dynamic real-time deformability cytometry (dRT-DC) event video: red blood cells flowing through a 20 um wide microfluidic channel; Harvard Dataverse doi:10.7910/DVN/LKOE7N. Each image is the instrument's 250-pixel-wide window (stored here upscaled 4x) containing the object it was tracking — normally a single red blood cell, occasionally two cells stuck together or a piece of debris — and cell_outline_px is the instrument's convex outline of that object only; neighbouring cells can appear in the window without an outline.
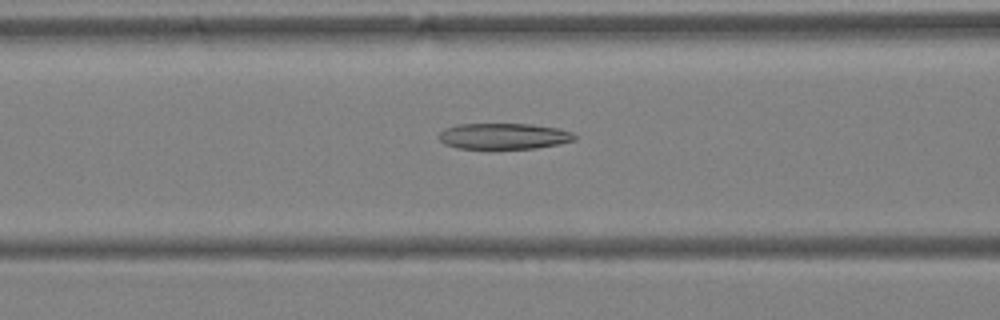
{"species": "Egyptian fruit bat (a non-hibernating species)", "species_latin": "Rousettus aegyptiacus", "temperature_condition": "warm", "stored_images_in_passage": 38, "segment_of_instrument_passage": [1, 2], "camera_frame_rate_fps": 3000, "um_per_image_px": 0.085, "animal": {"sex": "female"}, "frame": {"image": 1, "passage_image": 20, "time_ms": 6.333, "image_size_px": [1000, 320], "cell_outline_px": [[576, 140], [560, 144], [536, 148], [456, 148], [444, 144], [440, 140], [440, 132], [444, 128], [456, 124], [532, 124], [560, 128], [572, 132], [576, 136]], "centroid_in_image_um": [42.85, 11.56], "position_along_channel_um": 123.8, "area_um2": 20.63}}
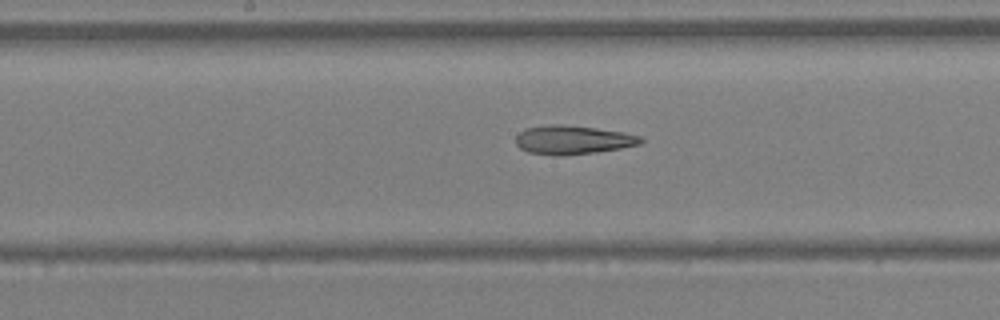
{"frame": {"image": 2, "passage_image": 25, "time_ms": 8.0, "image_size_px": [1000, 320], "cell_outline_px": [[644, 140], [640, 144], [620, 148], [596, 152], [556, 156], [528, 152], [520, 148], [516, 144], [516, 136], [524, 128], [552, 124], [560, 124], [596, 128], [624, 132], [640, 136]], "centroid_in_image_um": [48.67, 11.88], "position_along_channel_um": 199.5, "area_um2": 20.92}}
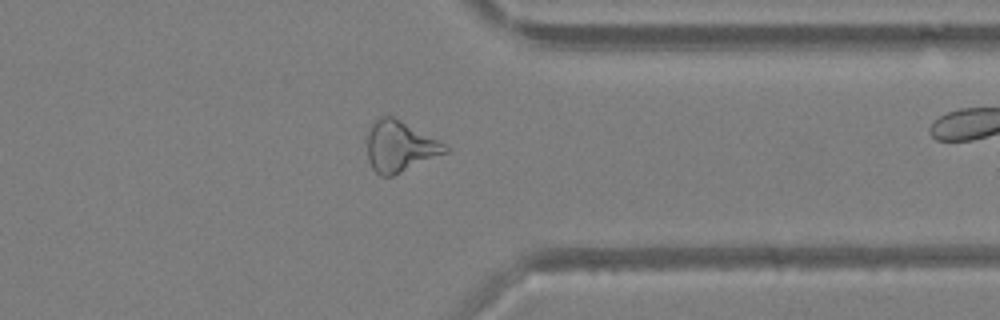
{"frame": {"image": 3, "passage_image": 37, "time_ms": 12.0, "image_size_px": [1000, 320], "cell_outline_px": [[452, 148], [448, 152], [392, 176], [380, 176], [372, 168], [368, 156], [364, 136], [372, 120], [380, 116], [392, 116], [400, 120]], "centroid_in_image_um": [33.92, 12.43], "position_along_channel_um": 377.5, "area_um2": 23.35}}